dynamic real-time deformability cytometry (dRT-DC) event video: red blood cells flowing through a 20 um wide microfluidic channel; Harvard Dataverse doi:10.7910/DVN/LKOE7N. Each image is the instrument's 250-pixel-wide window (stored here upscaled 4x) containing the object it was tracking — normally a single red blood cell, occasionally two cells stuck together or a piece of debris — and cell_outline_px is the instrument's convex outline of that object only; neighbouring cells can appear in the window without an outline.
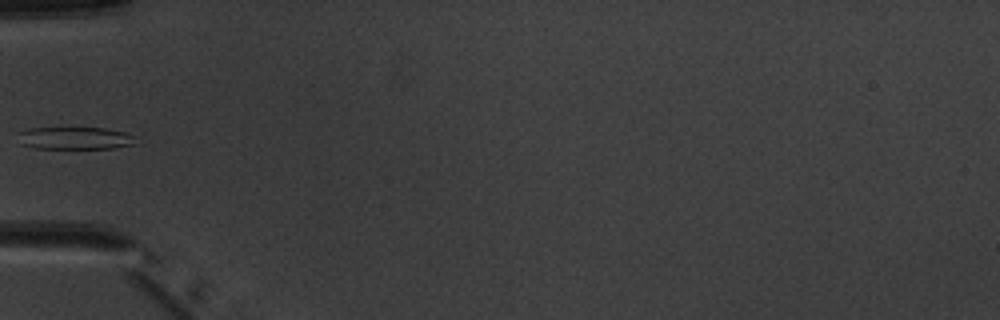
{"species": "common noctule bat (a hibernating species)", "species_latin": "Nyctalus noctula", "temperature_condition": "warm", "stored_images_in_passage": 3, "camera_frame_rate_fps": 3000, "um_per_image_px": 0.085, "animal": {"sex": "male", "body_mass_g": 20.1, "forearm_length_mm": 53.5}, "frame": {"image": 1, "passage_image": 2, "time_ms": 1.333, "image_size_px": [1000, 320], "cell_outline_px": [[136, 136], [132, 144], [116, 148], [32, 148], [20, 144], [16, 132], [28, 128], [104, 128], [124, 132]], "centroid_in_image_um": [6.29, 11.74], "position_along_channel_um": 78.7, "area_um2": 15.43}}